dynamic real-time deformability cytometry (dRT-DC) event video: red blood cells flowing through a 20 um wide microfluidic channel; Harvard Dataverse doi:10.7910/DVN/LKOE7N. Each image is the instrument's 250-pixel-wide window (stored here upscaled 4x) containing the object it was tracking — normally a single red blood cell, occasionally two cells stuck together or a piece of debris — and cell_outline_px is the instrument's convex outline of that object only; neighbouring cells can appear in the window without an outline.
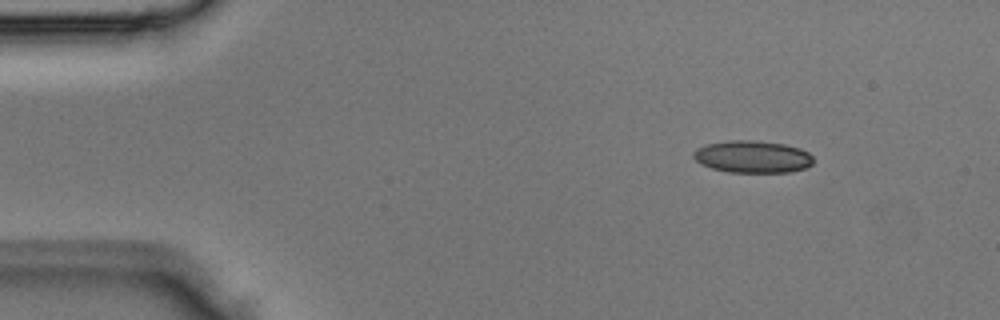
{"species": "Egyptian fruit bat (a non-hibernating species)", "species_latin": "Rousettus aegyptiacus", "temperature_condition": "room temperature", "stored_images_in_passage": 3, "camera_frame_rate_fps": 3000, "um_per_image_px": 0.085, "animal": {"sex": "male"}, "frame": {"image": 1, "passage_image": 1, "time_ms": 0.0, "image_size_px": [1000, 320], "cell_outline_px": [[812, 164], [804, 168], [792, 172], [728, 172], [712, 168], [700, 164], [692, 156], [692, 152], [708, 144], [728, 140], [752, 140], [784, 144], [800, 148], [808, 152], [812, 156]], "centroid_in_image_um": [63.96, 13.32], "position_along_channel_um": 21.0, "area_um2": 22.43}}
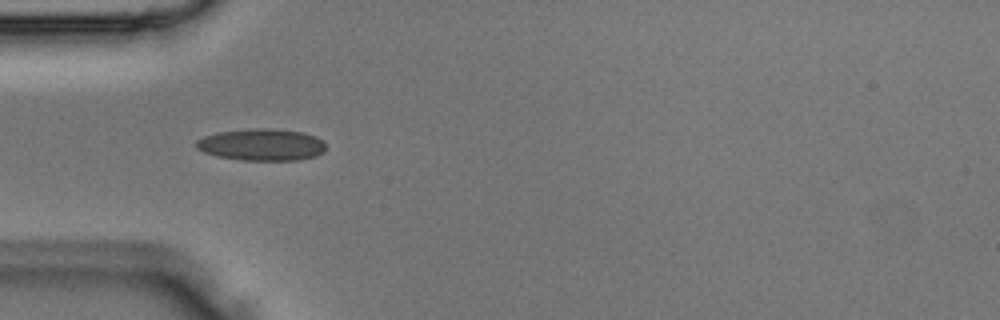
{"frame": {"image": 2, "passage_image": 3, "time_ms": 0.667, "image_size_px": [1000, 320], "cell_outline_px": [[324, 152], [316, 156], [300, 160], [244, 160], [216, 156], [204, 152], [196, 148], [196, 140], [204, 136], [216, 132], [252, 128], [268, 128], [304, 132], [316, 136], [324, 140]], "centroid_in_image_um": [22.25, 12.29], "position_along_channel_um": 62.8, "area_um2": 24.28}}